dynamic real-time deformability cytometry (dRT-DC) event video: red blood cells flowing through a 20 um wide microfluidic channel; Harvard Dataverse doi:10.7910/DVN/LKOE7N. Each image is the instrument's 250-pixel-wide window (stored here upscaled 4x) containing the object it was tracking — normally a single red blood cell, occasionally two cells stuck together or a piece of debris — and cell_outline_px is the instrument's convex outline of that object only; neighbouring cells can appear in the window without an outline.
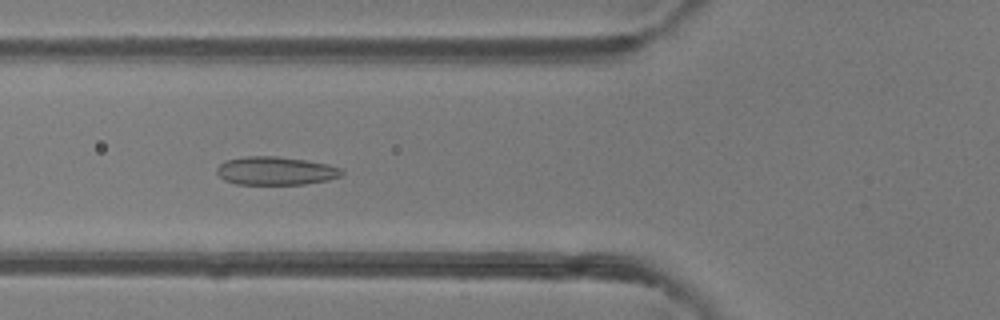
{"species": "common noctule bat (a hibernating species)", "species_latin": "Nyctalus noctula", "temperature_condition": "room temperature", "stored_images_in_passage": 7, "camera_frame_rate_fps": 3000, "um_per_image_px": 0.085, "animal": {"sex": "female"}, "frame": {"image": 1, "passage_image": 6, "time_ms": 5.667, "image_size_px": [1000, 320], "cell_outline_px": [[344, 172], [340, 176], [328, 180], [304, 184], [236, 184], [224, 180], [216, 172], [216, 168], [224, 160], [244, 156], [276, 156], [308, 160], [328, 164], [340, 168]], "centroid_in_image_um": [23.41, 14.51], "position_along_channel_um": 102.4, "area_um2": 20.75}}
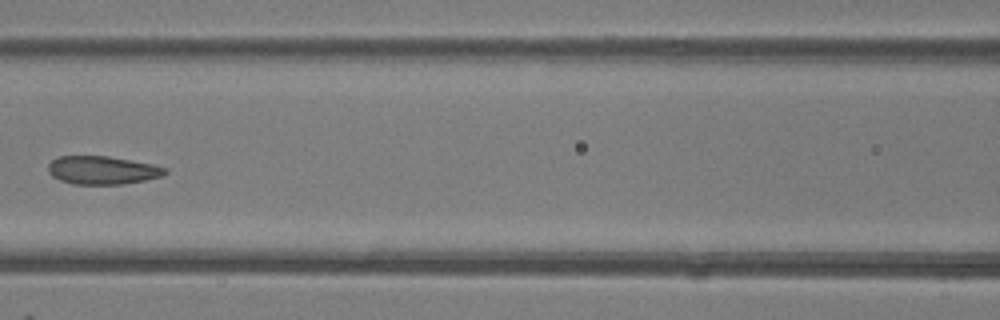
{"frame": {"image": 2, "passage_image": 7, "time_ms": 7.0, "image_size_px": [1000, 320], "cell_outline_px": [[168, 172], [164, 176], [124, 184], [72, 184], [60, 180], [52, 176], [48, 172], [48, 164], [52, 160], [60, 156], [108, 156], [152, 164], [168, 168]], "centroid_in_image_um": [8.72, 14.47], "position_along_channel_um": 157.9, "area_um2": 19.31}}